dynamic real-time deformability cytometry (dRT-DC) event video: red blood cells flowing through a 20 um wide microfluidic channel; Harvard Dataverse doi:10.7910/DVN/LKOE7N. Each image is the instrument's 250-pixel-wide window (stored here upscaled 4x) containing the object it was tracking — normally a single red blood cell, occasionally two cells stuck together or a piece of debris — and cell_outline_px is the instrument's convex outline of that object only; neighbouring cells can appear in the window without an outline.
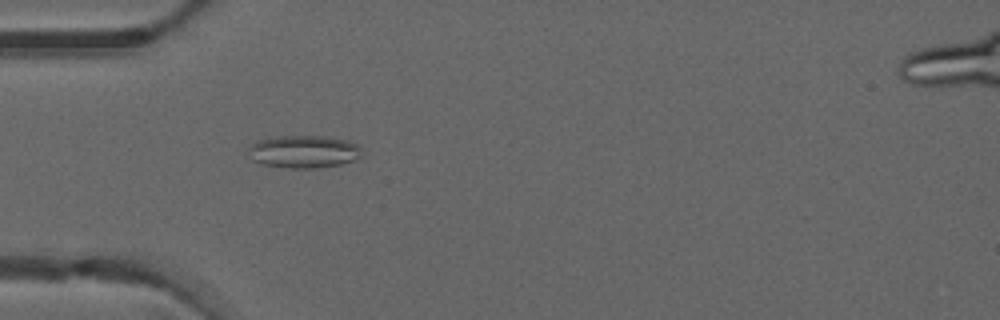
{"species": "common noctule bat (a hibernating species)", "species_latin": "Nyctalus noctula", "temperature_condition": "warm", "stored_images_in_passage": 4, "camera_frame_rate_fps": 3000, "um_per_image_px": 0.085, "animal": {"sex": "male", "forearm_length_mm": 52.5}, "frame": {"image": 1, "passage_image": 4, "time_ms": 1.0, "image_size_px": [1000, 320], "cell_outline_px": [[360, 156], [356, 160], [340, 164], [316, 168], [288, 168], [264, 164], [252, 160], [248, 148], [252, 144], [260, 140], [276, 136], [324, 136], [348, 140], [356, 144], [360, 148]], "centroid_in_image_um": [25.83, 12.89], "position_along_channel_um": 59.2, "area_um2": 21.44}}